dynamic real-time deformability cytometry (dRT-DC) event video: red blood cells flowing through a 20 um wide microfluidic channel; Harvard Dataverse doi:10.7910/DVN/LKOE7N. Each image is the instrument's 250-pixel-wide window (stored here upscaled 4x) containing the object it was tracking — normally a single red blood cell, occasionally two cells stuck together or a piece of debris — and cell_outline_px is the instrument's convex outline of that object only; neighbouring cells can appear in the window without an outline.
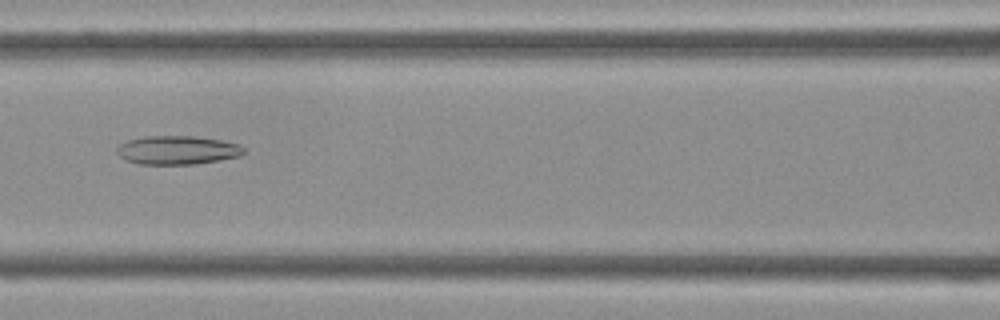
{"species": "Egyptian fruit bat (a non-hibernating species)", "species_latin": "Rousettus aegyptiacus", "temperature_condition": "cold", "stored_images_in_passage": 43, "camera_frame_rate_fps": 3000, "um_per_image_px": 0.085, "frame": {"image": 1, "passage_image": 19, "time_ms": 6.0, "image_size_px": [1000, 320], "cell_outline_px": [[244, 152], [240, 156], [192, 164], [140, 164], [124, 160], [116, 152], [116, 148], [120, 144], [128, 140], [144, 136], [192, 136], [220, 140], [240, 144], [244, 148]], "centroid_in_image_um": [15.04, 12.75], "position_along_channel_um": 151.6, "area_um2": 21.1}}
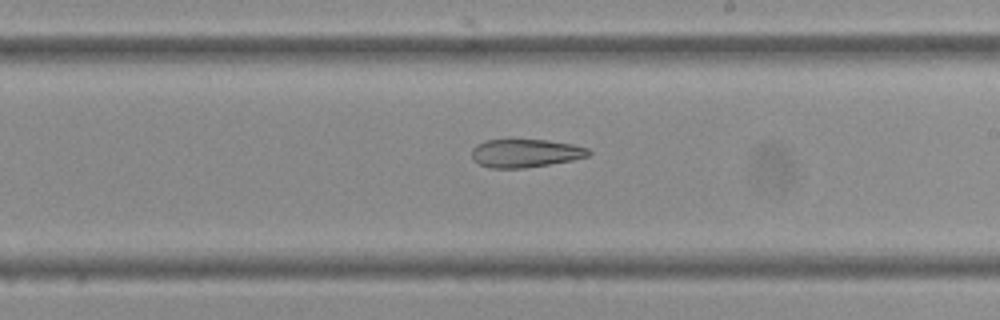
{"frame": {"image": 2, "passage_image": 25, "time_ms": 8.0, "image_size_px": [1000, 320], "cell_outline_px": [[592, 152], [588, 156], [572, 160], [524, 168], [488, 168], [472, 160], [472, 148], [476, 144], [484, 140], [548, 140], [572, 144], [588, 148]], "centroid_in_image_um": [44.63, 13.02], "position_along_channel_um": 244.4, "area_um2": 19.25}}
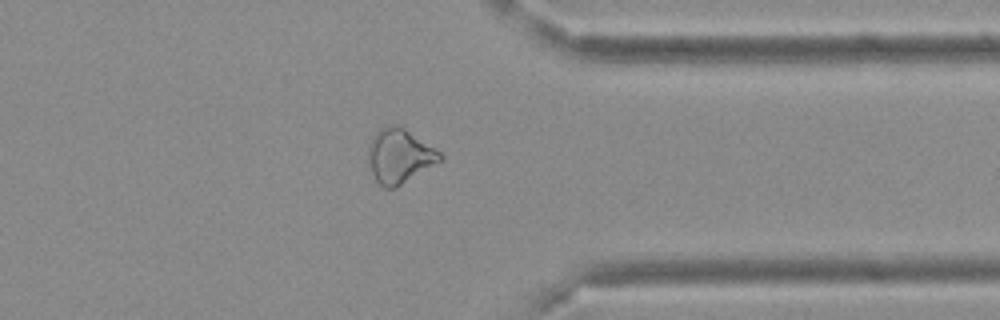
{"frame": {"image": 3, "passage_image": 34, "time_ms": 11.0, "image_size_px": [1000, 320], "cell_outline_px": [[444, 160], [396, 188], [384, 188], [376, 180], [372, 172], [368, 156], [368, 148], [372, 136], [380, 128], [388, 124], [396, 124], [404, 128], [440, 152], [444, 156]], "centroid_in_image_um": [33.97, 13.26], "position_along_channel_um": 377.4, "area_um2": 22.77}}